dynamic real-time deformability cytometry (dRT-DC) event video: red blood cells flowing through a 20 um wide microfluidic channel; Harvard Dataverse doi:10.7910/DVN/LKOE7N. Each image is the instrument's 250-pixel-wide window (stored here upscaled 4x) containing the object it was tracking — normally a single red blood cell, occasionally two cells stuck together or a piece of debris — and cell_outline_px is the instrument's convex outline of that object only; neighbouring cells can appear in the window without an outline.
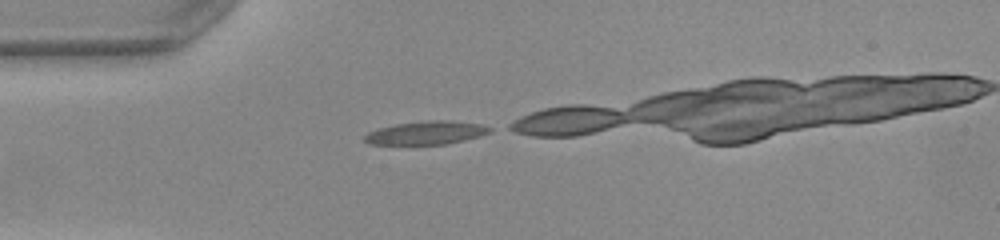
{"species": "common noctule bat (a hibernating species)", "species_latin": "Nyctalus noctula", "temperature_condition": "warm", "stored_images_in_passage": 9, "camera_frame_rate_fps": 3000, "um_per_image_px": 0.085, "animal": {"sex": "female", "body_mass_g": 22.0, "forearm_length_mm": 56.7}, "frame": {"image": 1, "passage_image": 1, "time_ms": 0.0, "image_size_px": [1000, 240], "cell_outline_px": [[492, 132], [480, 136], [464, 140], [444, 144], [368, 144], [364, 140], [364, 136], [368, 132], [380, 128], [396, 124], [428, 120], [452, 120], [484, 124], [492, 128]], "centroid_in_image_um": [36.29, 11.28], "position_along_channel_um": 48.7, "area_um2": 17.05}}
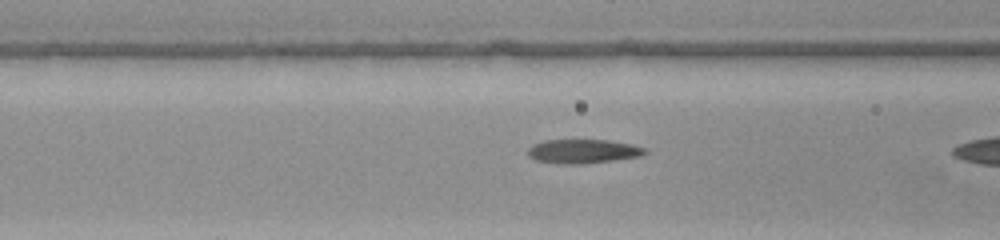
{"frame": {"image": 2, "passage_image": 7, "time_ms": 2.0, "image_size_px": [1000, 240], "cell_outline_px": [[648, 152], [640, 156], [612, 160], [580, 164], [564, 164], [536, 160], [528, 156], [528, 148], [532, 144], [544, 140], [608, 140], [632, 144], [644, 148]], "centroid_in_image_um": [49.53, 12.85], "position_along_channel_um": 117.1, "area_um2": 16.3}}